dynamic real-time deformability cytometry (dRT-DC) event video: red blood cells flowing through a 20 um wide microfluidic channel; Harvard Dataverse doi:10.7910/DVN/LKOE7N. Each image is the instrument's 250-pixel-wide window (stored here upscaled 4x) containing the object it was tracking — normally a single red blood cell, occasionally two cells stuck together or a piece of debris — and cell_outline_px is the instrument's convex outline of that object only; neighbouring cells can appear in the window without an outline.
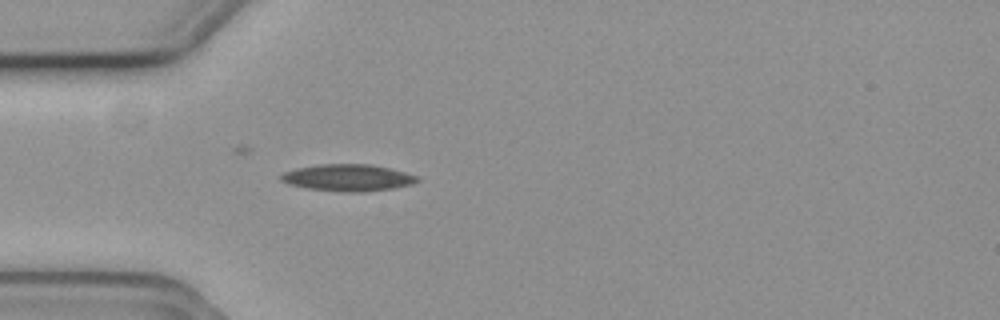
{"species": "common noctule bat (a hibernating species)", "species_latin": "Nyctalus noctula", "temperature_condition": "cold", "stored_images_in_passage": 40, "camera_frame_rate_fps": 3000, "um_per_image_px": 0.085, "animal": {"sex": "female", "body_mass_g": 19.3, "forearm_length_mm": 54.1}, "frame": {"image": 1, "passage_image": 1, "time_ms": 0.0, "image_size_px": [1000, 320], "cell_outline_px": [[420, 180], [412, 184], [392, 188], [364, 192], [340, 192], [304, 188], [288, 184], [280, 180], [280, 176], [284, 172], [296, 168], [320, 164], [372, 164], [420, 176]], "centroid_in_image_um": [29.56, 15.11], "position_along_channel_um": 55.4, "area_um2": 21.44}}
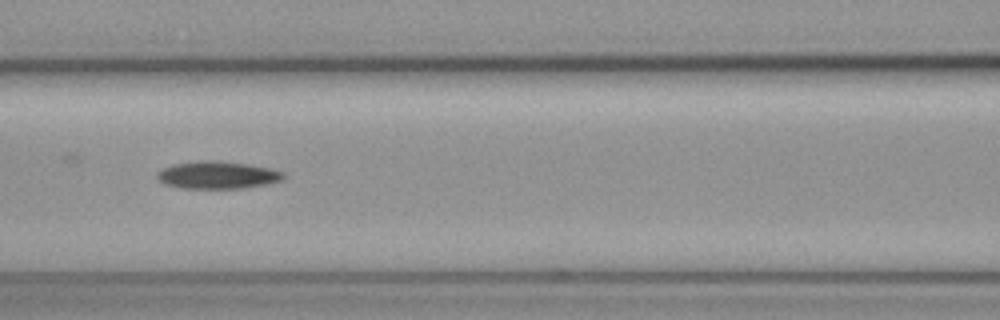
{"frame": {"image": 2, "passage_image": 9, "time_ms": 2.667, "image_size_px": [1000, 320], "cell_outline_px": [[284, 180], [244, 188], [184, 188], [168, 184], [160, 180], [156, 176], [156, 172], [172, 164], [196, 160], [220, 160], [248, 164], [272, 168], [284, 172]], "centroid_in_image_um": [18.51, 14.85], "position_along_channel_um": 148.1, "area_um2": 20.29}}
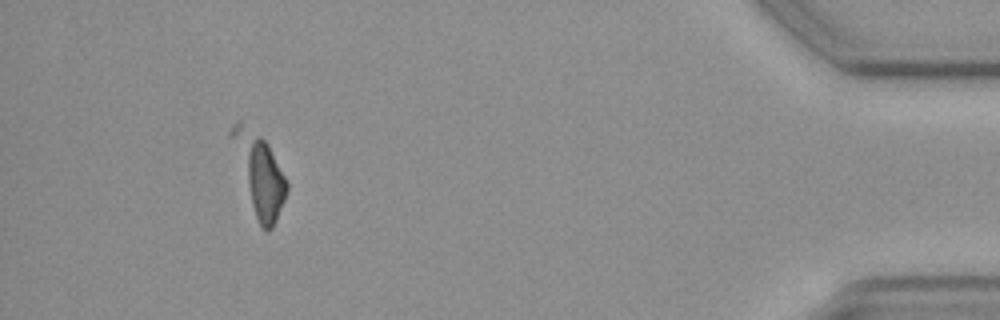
{"frame": {"image": 3, "passage_image": 36, "time_ms": 11.667, "image_size_px": [1000, 320], "cell_outline_px": [[288, 188], [284, 200], [276, 220], [272, 228], [268, 232], [260, 228], [228, 136], [228, 132], [232, 124], [236, 120], [240, 120], [260, 136], [268, 144], [288, 184]], "centroid_in_image_um": [22.01, 14.75], "position_along_channel_um": 413.2, "area_um2": 25.26}}